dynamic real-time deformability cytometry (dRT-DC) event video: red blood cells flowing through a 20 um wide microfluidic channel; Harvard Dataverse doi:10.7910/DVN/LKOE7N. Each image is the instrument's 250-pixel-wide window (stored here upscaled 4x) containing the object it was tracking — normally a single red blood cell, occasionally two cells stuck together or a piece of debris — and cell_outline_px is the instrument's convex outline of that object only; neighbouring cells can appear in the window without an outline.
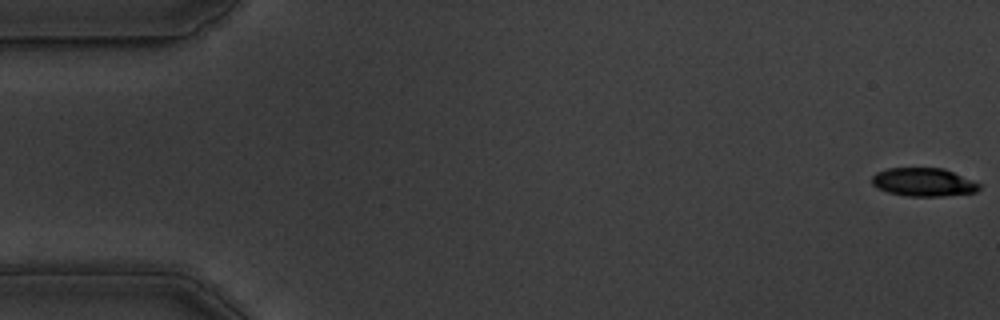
{"species": "common noctule bat (a hibernating species)", "species_latin": "Nyctalus noctula", "temperature_condition": "warm", "stored_images_in_passage": 56, "camera_frame_rate_fps": 3000, "um_per_image_px": 0.085, "animal": {"sex": "male", "body_mass_g": 19.5, "forearm_length_mm": 54.6}, "frame": {"image": 1, "passage_image": 1, "time_ms": 0.0, "image_size_px": [1000, 320], "cell_outline_px": [[980, 188], [976, 192], [944, 196], [908, 196], [888, 192], [876, 188], [872, 184], [872, 176], [876, 172], [888, 168], [944, 168], [972, 180], [980, 184]], "centroid_in_image_um": [78.48, 15.48], "position_along_channel_um": 6.5, "area_um2": 17.74}}
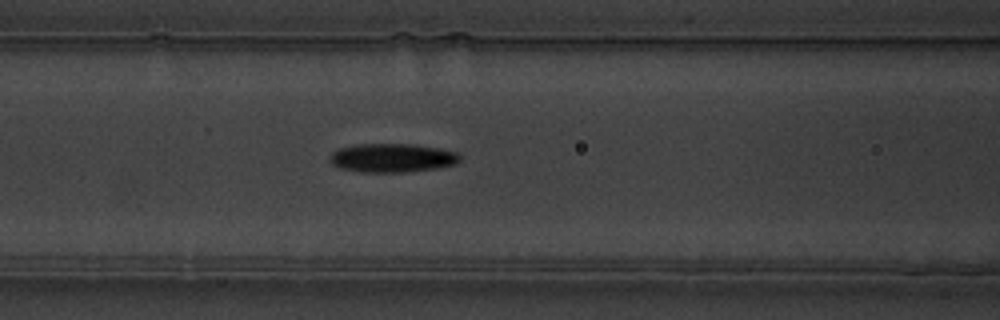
{"frame": {"image": 2, "passage_image": 23, "time_ms": 7.333, "image_size_px": [1000, 320], "cell_outline_px": [[460, 160], [456, 164], [436, 168], [404, 172], [360, 172], [340, 168], [332, 164], [332, 152], [340, 148], [356, 144], [412, 144], [440, 148], [456, 152], [460, 156]], "centroid_in_image_um": [33.36, 13.42], "position_along_channel_um": 133.2, "area_um2": 21.68}}
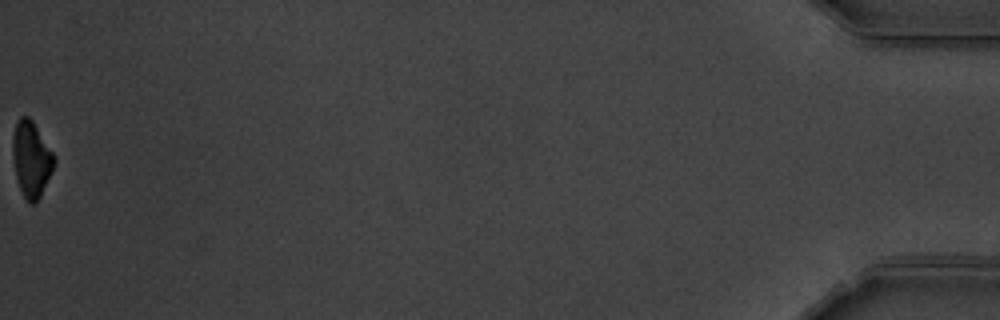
{"frame": {"image": 3, "passage_image": 56, "time_ms": 18.333, "image_size_px": [1000, 320], "cell_outline_px": [[56, 160], [40, 196], [36, 204], [28, 204], [20, 188], [16, 176], [12, 156], [12, 136], [16, 120], [20, 116], [28, 116], [32, 120], [56, 156]], "centroid_in_image_um": [2.65, 13.49], "position_along_channel_um": 432.6, "area_um2": 18.38}, "authors_computed_cell_mechanics": {"area_um2": 20.519, "velocity_mm_per_s": 3.6577, "shape_relaxation_time_tau1_ms": 3.5347, "shape_relaxation_time_tau2_ms": 8.276, "deformation_change_tau1": 0.1564, "deformation_change_tau2": 0.1661}}